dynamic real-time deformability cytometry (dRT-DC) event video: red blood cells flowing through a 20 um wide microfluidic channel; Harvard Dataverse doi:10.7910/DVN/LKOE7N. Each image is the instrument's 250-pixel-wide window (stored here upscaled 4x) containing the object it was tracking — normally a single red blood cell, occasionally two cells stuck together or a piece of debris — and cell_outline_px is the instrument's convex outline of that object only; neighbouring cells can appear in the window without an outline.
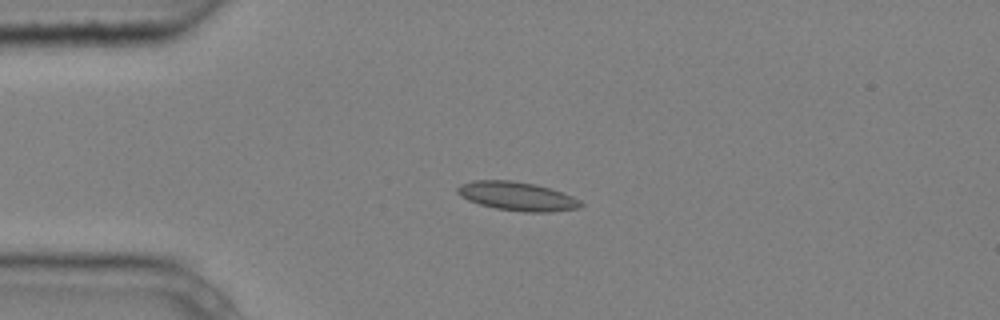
{"species": "common noctule bat (a hibernating species)", "species_latin": "Nyctalus noctula", "temperature_condition": "cold", "stored_images_in_passage": 4, "camera_frame_rate_fps": 3000, "um_per_image_px": 0.085, "animal": {"sex": "male", "body_mass_g": 20.4}, "frame": {"image": 1, "passage_image": 3, "time_ms": 0.667, "image_size_px": [1000, 320], "cell_outline_px": [[584, 204], [580, 208], [552, 212], [524, 212], [496, 208], [480, 204], [468, 200], [460, 196], [456, 192], [456, 188], [460, 184], [472, 180], [512, 180], [536, 184], [572, 196], [580, 200]], "centroid_in_image_um": [43.94, 16.68], "position_along_channel_um": 41.1, "area_um2": 20.75}}